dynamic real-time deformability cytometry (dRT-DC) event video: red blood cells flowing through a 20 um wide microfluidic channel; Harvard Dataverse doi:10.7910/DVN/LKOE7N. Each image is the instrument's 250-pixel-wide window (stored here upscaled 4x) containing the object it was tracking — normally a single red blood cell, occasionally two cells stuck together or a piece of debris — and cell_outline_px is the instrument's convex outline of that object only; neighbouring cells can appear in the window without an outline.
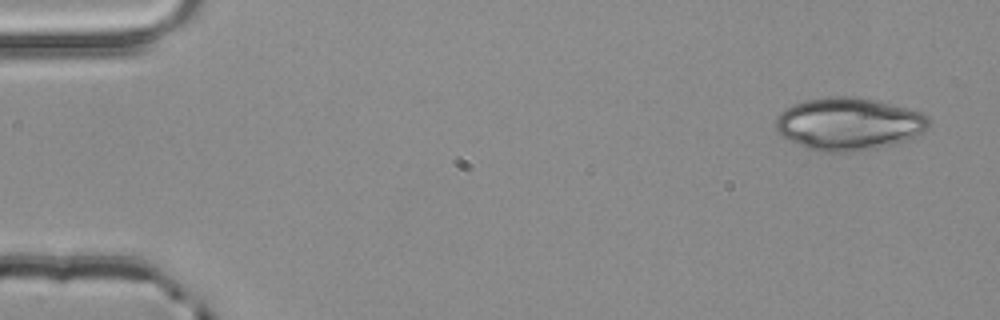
{"species": "common noctule bat (a hibernating species)", "species_latin": "Nyctalus noctula", "temperature_condition": "room temperature", "stored_images_in_passage": 5, "camera_frame_rate_fps": 3000, "um_per_image_px": 0.085, "animal": {"sex": "male", "body_mass_g": 20.4}, "frame": {"image": 1, "passage_image": 1, "time_ms": 0.0, "image_size_px": [1000, 320], "cell_outline_px": [[928, 124], [916, 140], [876, 148], [848, 152], [820, 152], [808, 148], [788, 140], [780, 136], [776, 128], [776, 116], [784, 108], [792, 104], [808, 100], [828, 96], [856, 96], [908, 108], [920, 112], [928, 116]], "centroid_in_image_um": [72.14, 10.54], "position_along_channel_um": 12.9, "area_um2": 47.34}}